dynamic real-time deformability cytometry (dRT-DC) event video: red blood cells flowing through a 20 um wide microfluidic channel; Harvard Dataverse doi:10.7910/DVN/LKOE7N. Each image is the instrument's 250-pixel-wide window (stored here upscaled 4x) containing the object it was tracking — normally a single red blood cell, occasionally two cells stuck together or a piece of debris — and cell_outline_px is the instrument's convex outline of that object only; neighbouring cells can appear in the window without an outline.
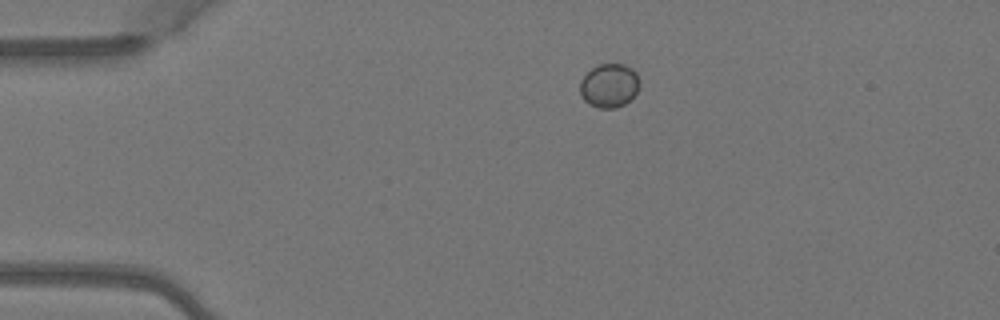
{"species": "Egyptian fruit bat (a non-hibernating species)", "species_latin": "Rousettus aegyptiacus", "temperature_condition": "warm", "stored_images_in_passage": 4, "camera_frame_rate_fps": 3000, "um_per_image_px": 0.085, "animal": {"sex": "female"}, "frame": {"image": 1, "passage_image": 1, "time_ms": 0.0, "image_size_px": [1000, 320], "cell_outline_px": [[640, 84], [636, 92], [624, 104], [616, 108], [596, 108], [588, 104], [580, 96], [580, 80], [592, 68], [600, 64], [624, 64], [632, 68], [636, 72], [640, 80]], "centroid_in_image_um": [51.77, 7.28], "position_along_channel_um": 33.2, "area_um2": 15.32}}
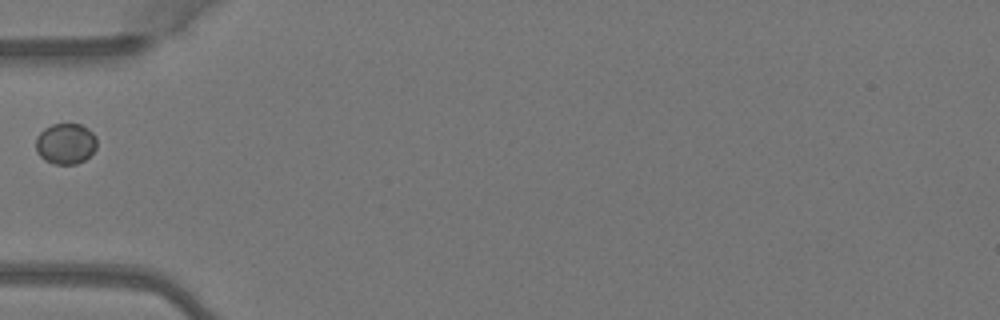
{"frame": {"image": 2, "passage_image": 3, "time_ms": 0.667, "image_size_px": [1000, 320], "cell_outline_px": [[96, 148], [84, 160], [76, 164], [52, 164], [44, 160], [36, 152], [36, 136], [44, 128], [52, 124], [80, 124], [88, 128], [96, 136]], "centroid_in_image_um": [5.56, 12.21], "position_along_channel_um": 79.4, "area_um2": 14.62}}
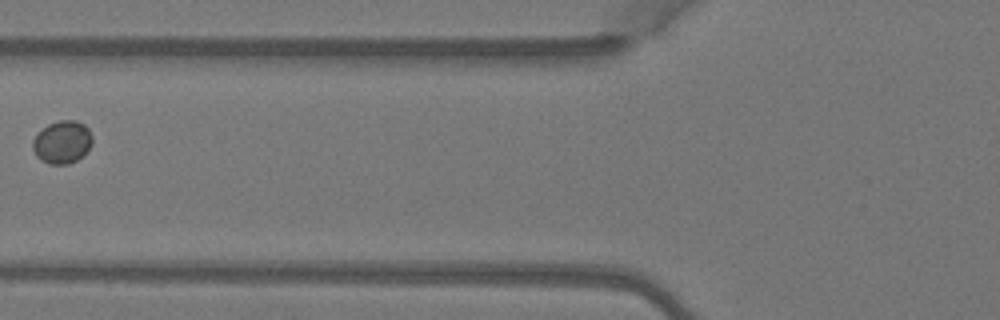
{"frame": {"image": 3, "passage_image": 4, "time_ms": 1.0, "image_size_px": [1000, 320], "cell_outline_px": [[92, 144], [76, 160], [68, 164], [48, 164], [40, 160], [36, 156], [32, 148], [32, 140], [48, 124], [60, 120], [76, 120], [84, 124], [88, 128], [92, 136]], "centroid_in_image_um": [5.27, 12.08], "position_along_channel_um": 120.5, "area_um2": 14.74}}